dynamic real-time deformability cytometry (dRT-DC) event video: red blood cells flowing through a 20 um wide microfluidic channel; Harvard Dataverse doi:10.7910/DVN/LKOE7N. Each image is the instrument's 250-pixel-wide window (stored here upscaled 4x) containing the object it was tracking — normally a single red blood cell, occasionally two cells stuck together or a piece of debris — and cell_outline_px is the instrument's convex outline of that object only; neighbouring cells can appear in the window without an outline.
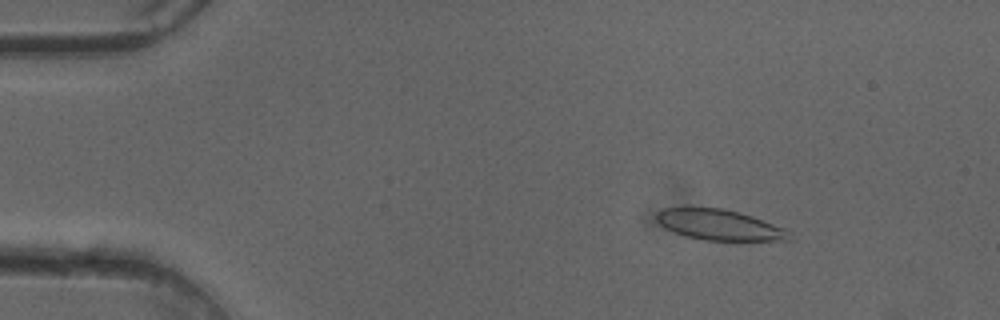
{"species": "common noctule bat (a hibernating species)", "species_latin": "Nyctalus noctula", "temperature_condition": "cold", "stored_images_in_passage": 50, "camera_frame_rate_fps": 3000, "um_per_image_px": 0.085, "animal": {"sex": "female"}, "frame": {"image": 1, "passage_image": 7, "time_ms": 2.0, "image_size_px": [1000, 320], "cell_outline_px": [[796, 240], [704, 240], [684, 236], [660, 224], [656, 220], [656, 212], [664, 208], [720, 208], [740, 212], [752, 216], [784, 228]], "centroid_in_image_um": [61.16, 19.12], "position_along_channel_um": 23.8, "area_um2": 23.41}}
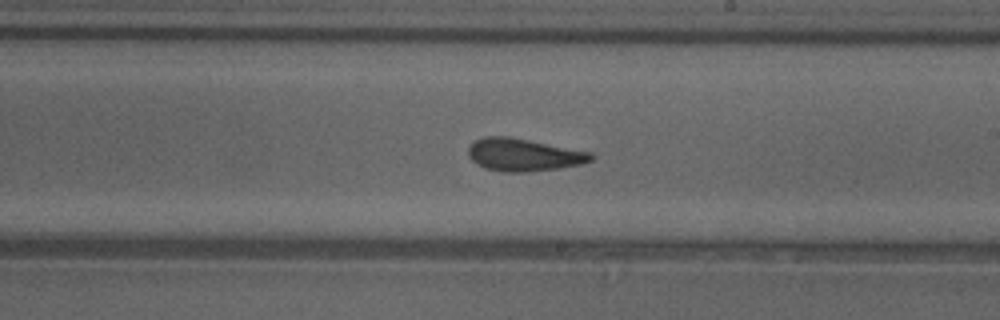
{"frame": {"image": 2, "passage_image": 29, "time_ms": 9.333, "image_size_px": [1000, 320], "cell_outline_px": [[596, 156], [592, 160], [580, 164], [560, 168], [524, 172], [504, 172], [484, 168], [476, 164], [468, 156], [468, 148], [476, 140], [484, 136], [508, 136], [592, 152]], "centroid_in_image_um": [44.51, 13.16], "position_along_channel_um": 244.5, "area_um2": 23.35}}
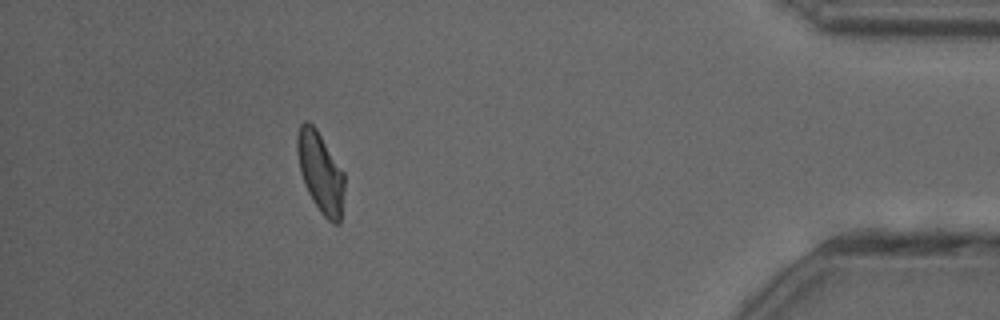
{"frame": {"image": 3, "passage_image": 45, "time_ms": 14.667, "image_size_px": [1000, 320], "cell_outline_px": [[344, 192], [340, 224], [332, 224], [320, 212], [312, 200], [308, 192], [300, 172], [296, 152], [296, 136], [300, 124], [304, 120], [308, 120], [316, 128], [344, 172]], "centroid_in_image_um": [27.23, 14.64], "position_along_channel_um": 408.0, "area_um2": 22.37}, "authors_computed_cell_mechanics": {"area_um2": 23.2934, "velocity_mm_per_s": 4.0737, "shape_relaxation_time_tau1_ms": 7.9707, "shape_relaxation_time_tau2_ms": 1.8005, "deformation_change_tau1": 0.1842, "deformation_change_tau2": 0.0699}}